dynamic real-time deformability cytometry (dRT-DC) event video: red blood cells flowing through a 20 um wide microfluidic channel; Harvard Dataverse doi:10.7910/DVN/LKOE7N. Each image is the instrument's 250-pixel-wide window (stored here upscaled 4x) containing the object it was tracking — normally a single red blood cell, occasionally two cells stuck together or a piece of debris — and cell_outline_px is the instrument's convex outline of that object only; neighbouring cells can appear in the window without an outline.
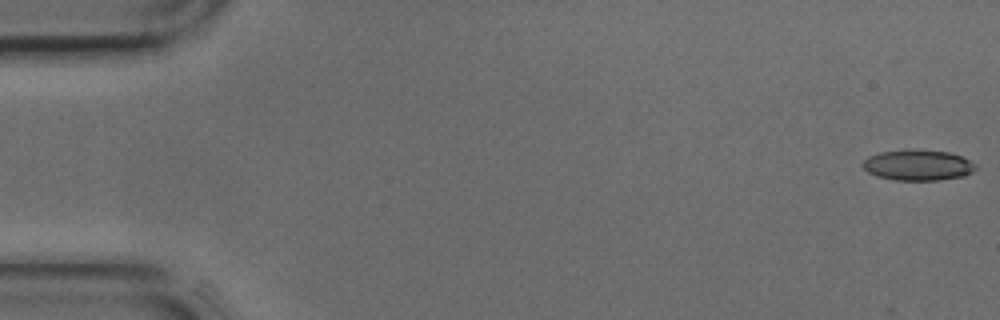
{"species": "common noctule bat (a hibernating species)", "species_latin": "Nyctalus noctula", "temperature_condition": "cold", "stored_images_in_passage": 10, "camera_frame_rate_fps": 3000, "um_per_image_px": 0.085, "animal": {"sex": "male", "body_mass_g": 17.9, "forearm_length_mm": 54.2}, "frame": {"image": 1, "passage_image": 1, "time_ms": 0.0, "image_size_px": [1000, 320], "cell_outline_px": [[976, 168], [972, 172], [964, 176], [940, 180], [896, 180], [876, 176], [868, 172], [864, 168], [864, 160], [868, 156], [880, 152], [948, 152], [960, 156], [976, 164]], "centroid_in_image_um": [78.04, 14.09], "position_along_channel_um": 7.0, "area_um2": 19.31}}